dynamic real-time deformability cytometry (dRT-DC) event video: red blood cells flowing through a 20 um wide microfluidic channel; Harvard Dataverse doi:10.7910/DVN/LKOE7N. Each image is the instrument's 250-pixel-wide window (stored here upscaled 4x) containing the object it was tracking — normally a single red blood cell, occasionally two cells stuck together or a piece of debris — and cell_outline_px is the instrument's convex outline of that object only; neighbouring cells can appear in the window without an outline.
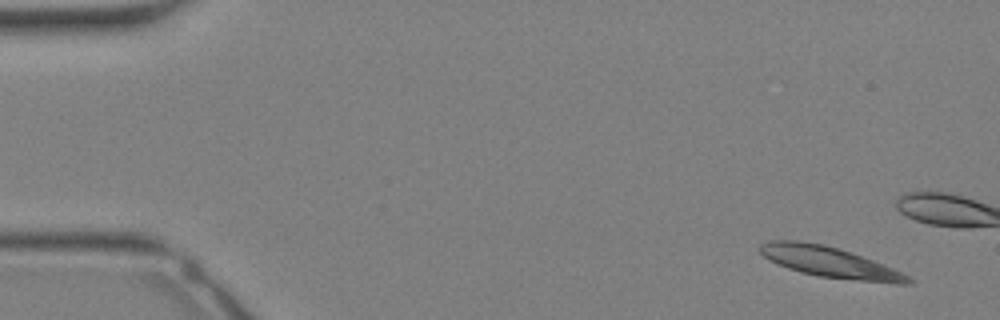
{"species": "Egyptian fruit bat (a non-hibernating species)", "species_latin": "Rousettus aegyptiacus", "temperature_condition": "warm", "stored_images_in_passage": 9, "camera_frame_rate_fps": 3000, "um_per_image_px": 0.085, "animal": {"sex": "female"}, "frame": {"image": 1, "passage_image": 1, "time_ms": 0.0, "image_size_px": [1000, 320], "cell_outline_px": [[916, 280], [912, 284], [896, 284], [816, 276], [800, 272], [776, 264], [768, 260], [756, 248], [760, 244], [768, 240], [800, 240], [824, 244], [840, 248], [852, 252], [892, 268]], "centroid_in_image_um": [70.48, 22.27], "position_along_channel_um": 14.5, "area_um2": 26.82}}